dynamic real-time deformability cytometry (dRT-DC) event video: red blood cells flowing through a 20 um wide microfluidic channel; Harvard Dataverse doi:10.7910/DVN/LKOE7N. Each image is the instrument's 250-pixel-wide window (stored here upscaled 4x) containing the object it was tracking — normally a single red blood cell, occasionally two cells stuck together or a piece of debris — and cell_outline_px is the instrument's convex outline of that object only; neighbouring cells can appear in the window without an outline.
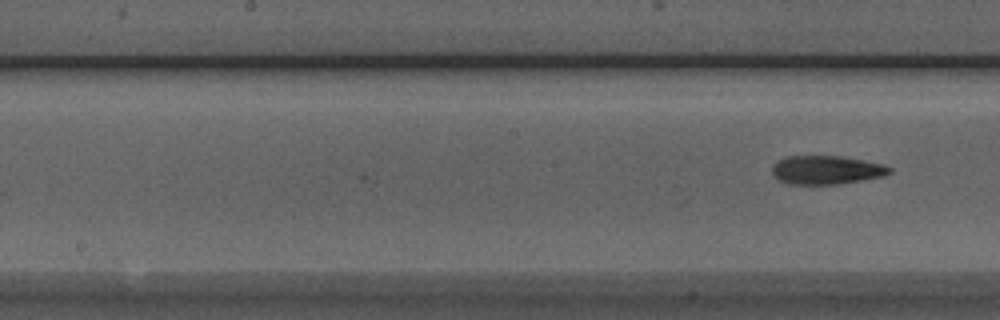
{"species": "Egyptian fruit bat (a non-hibernating species)", "species_latin": "Rousettus aegyptiacus", "temperature_condition": "room temperature", "stored_images_in_passage": 11, "camera_frame_rate_fps": 3000, "um_per_image_px": 0.085, "animal": {"sex": "male"}, "frame": {"image": 1, "passage_image": 11, "time_ms": 3.333, "image_size_px": [1000, 320], "cell_outline_px": [[892, 172], [880, 176], [840, 184], [788, 184], [772, 176], [772, 164], [788, 156], [844, 156], [884, 164], [892, 168]], "centroid_in_image_um": [70.23, 14.44], "position_along_channel_um": 178.0, "area_um2": 19.59}}